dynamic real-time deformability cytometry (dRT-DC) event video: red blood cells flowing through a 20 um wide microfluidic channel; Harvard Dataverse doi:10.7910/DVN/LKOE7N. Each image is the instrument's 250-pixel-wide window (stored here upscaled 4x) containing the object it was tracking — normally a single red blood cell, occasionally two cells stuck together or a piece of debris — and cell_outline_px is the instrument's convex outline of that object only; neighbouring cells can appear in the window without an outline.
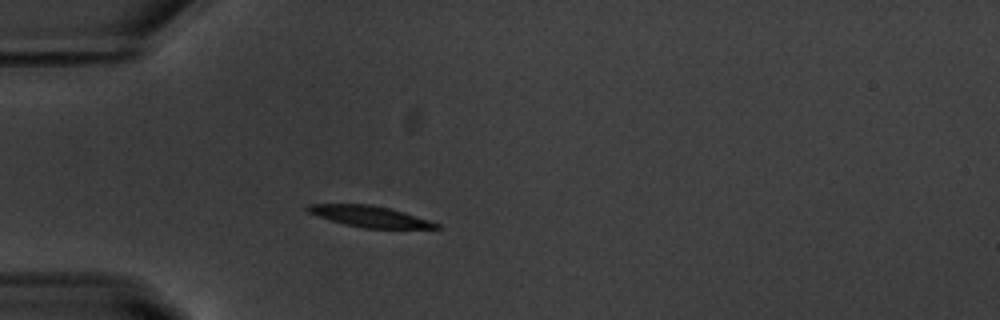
{"species": "common noctule bat (a hibernating species)", "species_latin": "Nyctalus noctula", "temperature_condition": "warm", "stored_images_in_passage": 50, "camera_frame_rate_fps": 3000, "um_per_image_px": 0.085, "animal": {"sex": "male", "body_mass_g": 20.1, "forearm_length_mm": 53.5}, "frame": {"image": 1, "passage_image": 11, "time_ms": 3.333, "image_size_px": [1000, 320], "cell_outline_px": [[440, 228], [364, 228], [344, 224], [308, 212], [304, 208], [308, 204], [372, 204], [404, 212], [440, 224]], "centroid_in_image_um": [31.41, 18.39], "position_along_channel_um": 53.6, "area_um2": 15.55}}
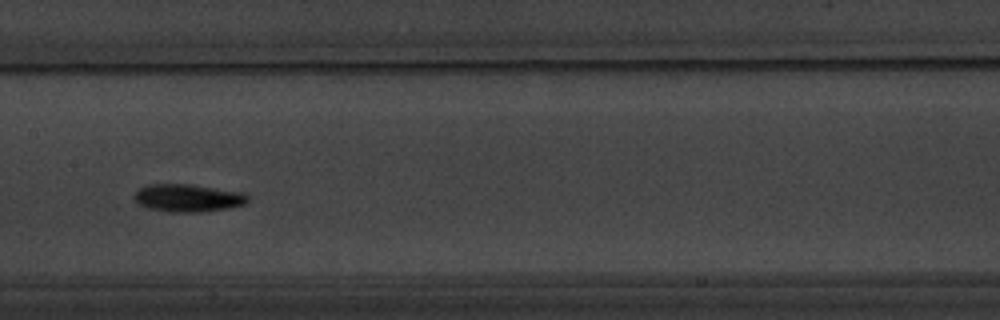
{"frame": {"image": 2, "passage_image": 23, "time_ms": 7.333, "image_size_px": [1000, 320], "cell_outline_px": [[248, 200], [244, 204], [228, 208], [200, 212], [172, 212], [148, 208], [136, 204], [132, 196], [140, 188], [148, 184], [188, 184], [244, 192], [248, 196]], "centroid_in_image_um": [15.94, 16.82], "position_along_channel_um": 191.5, "area_um2": 18.38}}
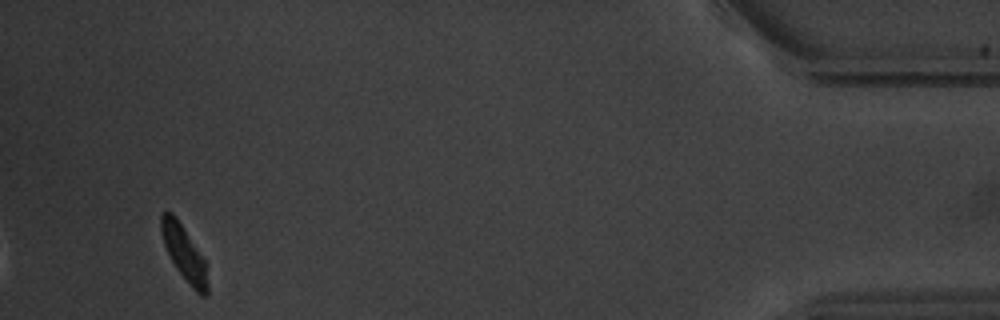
{"frame": {"image": 3, "passage_image": 47, "time_ms": 15.333, "image_size_px": [1000, 320], "cell_outline_px": [[208, 296], [200, 296], [188, 284], [176, 268], [164, 244], [160, 232], [160, 216], [164, 212], [172, 212], [176, 216], [208, 264]], "centroid_in_image_um": [15.69, 21.55], "position_along_channel_um": 419.5, "area_um2": 15.14}, "authors_computed_cell_mechanics": {"area_um2": 16.3863, "velocity_mm_per_s": 3.7126, "shape_relaxation_time_tau1_ms": 2.6645, "shape_relaxation_time_tau2_ms": null, "deformation_change_tau1": 0.1525, "deformation_change_tau2": null}}